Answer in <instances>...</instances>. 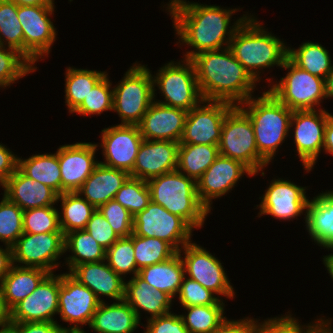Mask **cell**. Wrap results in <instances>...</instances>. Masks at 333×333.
<instances>
[{
    "mask_svg": "<svg viewBox=\"0 0 333 333\" xmlns=\"http://www.w3.org/2000/svg\"><path fill=\"white\" fill-rule=\"evenodd\" d=\"M190 60L194 64L198 86L205 101H224L239 106L253 96L251 93L254 92L256 81L229 47L203 51Z\"/></svg>",
    "mask_w": 333,
    "mask_h": 333,
    "instance_id": "obj_2",
    "label": "cell"
},
{
    "mask_svg": "<svg viewBox=\"0 0 333 333\" xmlns=\"http://www.w3.org/2000/svg\"><path fill=\"white\" fill-rule=\"evenodd\" d=\"M97 209L119 237H129L133 233V216L115 199L106 202Z\"/></svg>",
    "mask_w": 333,
    "mask_h": 333,
    "instance_id": "obj_48",
    "label": "cell"
},
{
    "mask_svg": "<svg viewBox=\"0 0 333 333\" xmlns=\"http://www.w3.org/2000/svg\"><path fill=\"white\" fill-rule=\"evenodd\" d=\"M151 201L183 218L192 228H201L208 209L201 203L196 181L178 170L147 181Z\"/></svg>",
    "mask_w": 333,
    "mask_h": 333,
    "instance_id": "obj_5",
    "label": "cell"
},
{
    "mask_svg": "<svg viewBox=\"0 0 333 333\" xmlns=\"http://www.w3.org/2000/svg\"><path fill=\"white\" fill-rule=\"evenodd\" d=\"M288 58L300 69L323 79L333 66L328 50L311 41L303 43L298 49L288 47Z\"/></svg>",
    "mask_w": 333,
    "mask_h": 333,
    "instance_id": "obj_36",
    "label": "cell"
},
{
    "mask_svg": "<svg viewBox=\"0 0 333 333\" xmlns=\"http://www.w3.org/2000/svg\"><path fill=\"white\" fill-rule=\"evenodd\" d=\"M218 148L220 155L242 162L254 175L269 164L258 153L251 120L238 106L225 116Z\"/></svg>",
    "mask_w": 333,
    "mask_h": 333,
    "instance_id": "obj_7",
    "label": "cell"
},
{
    "mask_svg": "<svg viewBox=\"0 0 333 333\" xmlns=\"http://www.w3.org/2000/svg\"><path fill=\"white\" fill-rule=\"evenodd\" d=\"M134 64L113 88V111L121 118V125H138L154 101L151 71Z\"/></svg>",
    "mask_w": 333,
    "mask_h": 333,
    "instance_id": "obj_6",
    "label": "cell"
},
{
    "mask_svg": "<svg viewBox=\"0 0 333 333\" xmlns=\"http://www.w3.org/2000/svg\"><path fill=\"white\" fill-rule=\"evenodd\" d=\"M65 74V103L72 113L107 72L68 67Z\"/></svg>",
    "mask_w": 333,
    "mask_h": 333,
    "instance_id": "obj_37",
    "label": "cell"
},
{
    "mask_svg": "<svg viewBox=\"0 0 333 333\" xmlns=\"http://www.w3.org/2000/svg\"><path fill=\"white\" fill-rule=\"evenodd\" d=\"M211 290L204 288L199 282L183 277L179 291V303L182 307L217 304L221 299Z\"/></svg>",
    "mask_w": 333,
    "mask_h": 333,
    "instance_id": "obj_49",
    "label": "cell"
},
{
    "mask_svg": "<svg viewBox=\"0 0 333 333\" xmlns=\"http://www.w3.org/2000/svg\"><path fill=\"white\" fill-rule=\"evenodd\" d=\"M311 200L305 210L309 235L324 248L333 246V191L320 193Z\"/></svg>",
    "mask_w": 333,
    "mask_h": 333,
    "instance_id": "obj_28",
    "label": "cell"
},
{
    "mask_svg": "<svg viewBox=\"0 0 333 333\" xmlns=\"http://www.w3.org/2000/svg\"><path fill=\"white\" fill-rule=\"evenodd\" d=\"M107 264L121 277L125 274H138L134 247L133 233L129 237H120L110 248L106 250Z\"/></svg>",
    "mask_w": 333,
    "mask_h": 333,
    "instance_id": "obj_43",
    "label": "cell"
},
{
    "mask_svg": "<svg viewBox=\"0 0 333 333\" xmlns=\"http://www.w3.org/2000/svg\"><path fill=\"white\" fill-rule=\"evenodd\" d=\"M106 74L89 92L84 101L72 112L80 115L101 114L113 110V89ZM111 89V90H110Z\"/></svg>",
    "mask_w": 333,
    "mask_h": 333,
    "instance_id": "obj_46",
    "label": "cell"
},
{
    "mask_svg": "<svg viewBox=\"0 0 333 333\" xmlns=\"http://www.w3.org/2000/svg\"><path fill=\"white\" fill-rule=\"evenodd\" d=\"M256 321L251 318L225 320L212 333H255Z\"/></svg>",
    "mask_w": 333,
    "mask_h": 333,
    "instance_id": "obj_54",
    "label": "cell"
},
{
    "mask_svg": "<svg viewBox=\"0 0 333 333\" xmlns=\"http://www.w3.org/2000/svg\"><path fill=\"white\" fill-rule=\"evenodd\" d=\"M100 301L95 294L70 273L59 275L58 315L63 321L74 324L66 330H82L79 324L89 325Z\"/></svg>",
    "mask_w": 333,
    "mask_h": 333,
    "instance_id": "obj_14",
    "label": "cell"
},
{
    "mask_svg": "<svg viewBox=\"0 0 333 333\" xmlns=\"http://www.w3.org/2000/svg\"><path fill=\"white\" fill-rule=\"evenodd\" d=\"M291 316L289 313V315L280 318L264 320L262 323H258L256 320L255 333H316L325 324V320L319 318L320 320L317 319L315 324L301 326L298 319Z\"/></svg>",
    "mask_w": 333,
    "mask_h": 333,
    "instance_id": "obj_47",
    "label": "cell"
},
{
    "mask_svg": "<svg viewBox=\"0 0 333 333\" xmlns=\"http://www.w3.org/2000/svg\"><path fill=\"white\" fill-rule=\"evenodd\" d=\"M147 320L148 324L144 333H190L180 315L171 311L166 315Z\"/></svg>",
    "mask_w": 333,
    "mask_h": 333,
    "instance_id": "obj_51",
    "label": "cell"
},
{
    "mask_svg": "<svg viewBox=\"0 0 333 333\" xmlns=\"http://www.w3.org/2000/svg\"><path fill=\"white\" fill-rule=\"evenodd\" d=\"M100 147L105 162L101 164L131 173L143 137L138 125H116L102 130Z\"/></svg>",
    "mask_w": 333,
    "mask_h": 333,
    "instance_id": "obj_17",
    "label": "cell"
},
{
    "mask_svg": "<svg viewBox=\"0 0 333 333\" xmlns=\"http://www.w3.org/2000/svg\"><path fill=\"white\" fill-rule=\"evenodd\" d=\"M124 300L135 311L139 321L140 311H146L151 315L148 319L170 313L172 298L160 290L151 287L138 274L125 282Z\"/></svg>",
    "mask_w": 333,
    "mask_h": 333,
    "instance_id": "obj_26",
    "label": "cell"
},
{
    "mask_svg": "<svg viewBox=\"0 0 333 333\" xmlns=\"http://www.w3.org/2000/svg\"><path fill=\"white\" fill-rule=\"evenodd\" d=\"M192 230L183 218L152 201L142 212L133 216L135 235L159 238L168 242L177 252L191 242Z\"/></svg>",
    "mask_w": 333,
    "mask_h": 333,
    "instance_id": "obj_10",
    "label": "cell"
},
{
    "mask_svg": "<svg viewBox=\"0 0 333 333\" xmlns=\"http://www.w3.org/2000/svg\"><path fill=\"white\" fill-rule=\"evenodd\" d=\"M18 158L0 143V185L2 186L18 168Z\"/></svg>",
    "mask_w": 333,
    "mask_h": 333,
    "instance_id": "obj_53",
    "label": "cell"
},
{
    "mask_svg": "<svg viewBox=\"0 0 333 333\" xmlns=\"http://www.w3.org/2000/svg\"><path fill=\"white\" fill-rule=\"evenodd\" d=\"M48 274L49 272L41 268L13 264L0 282L7 306L12 309L29 296Z\"/></svg>",
    "mask_w": 333,
    "mask_h": 333,
    "instance_id": "obj_31",
    "label": "cell"
},
{
    "mask_svg": "<svg viewBox=\"0 0 333 333\" xmlns=\"http://www.w3.org/2000/svg\"><path fill=\"white\" fill-rule=\"evenodd\" d=\"M64 333H86L84 330H66Z\"/></svg>",
    "mask_w": 333,
    "mask_h": 333,
    "instance_id": "obj_62",
    "label": "cell"
},
{
    "mask_svg": "<svg viewBox=\"0 0 333 333\" xmlns=\"http://www.w3.org/2000/svg\"><path fill=\"white\" fill-rule=\"evenodd\" d=\"M188 111L154 101L138 124L144 140L180 142Z\"/></svg>",
    "mask_w": 333,
    "mask_h": 333,
    "instance_id": "obj_22",
    "label": "cell"
},
{
    "mask_svg": "<svg viewBox=\"0 0 333 333\" xmlns=\"http://www.w3.org/2000/svg\"><path fill=\"white\" fill-rule=\"evenodd\" d=\"M59 210L51 205L23 211V232L31 234L62 232Z\"/></svg>",
    "mask_w": 333,
    "mask_h": 333,
    "instance_id": "obj_44",
    "label": "cell"
},
{
    "mask_svg": "<svg viewBox=\"0 0 333 333\" xmlns=\"http://www.w3.org/2000/svg\"><path fill=\"white\" fill-rule=\"evenodd\" d=\"M281 68L288 69L269 91L292 111L316 110L325 96V79L300 69L289 58Z\"/></svg>",
    "mask_w": 333,
    "mask_h": 333,
    "instance_id": "obj_9",
    "label": "cell"
},
{
    "mask_svg": "<svg viewBox=\"0 0 333 333\" xmlns=\"http://www.w3.org/2000/svg\"><path fill=\"white\" fill-rule=\"evenodd\" d=\"M179 142L143 140L131 177L148 181L177 170Z\"/></svg>",
    "mask_w": 333,
    "mask_h": 333,
    "instance_id": "obj_23",
    "label": "cell"
},
{
    "mask_svg": "<svg viewBox=\"0 0 333 333\" xmlns=\"http://www.w3.org/2000/svg\"><path fill=\"white\" fill-rule=\"evenodd\" d=\"M18 168L27 177L49 186L58 195L61 194L58 150L54 154H36L24 160L18 158Z\"/></svg>",
    "mask_w": 333,
    "mask_h": 333,
    "instance_id": "obj_34",
    "label": "cell"
},
{
    "mask_svg": "<svg viewBox=\"0 0 333 333\" xmlns=\"http://www.w3.org/2000/svg\"><path fill=\"white\" fill-rule=\"evenodd\" d=\"M98 144L77 142L58 148L61 194L77 192L99 163L95 160Z\"/></svg>",
    "mask_w": 333,
    "mask_h": 333,
    "instance_id": "obj_20",
    "label": "cell"
},
{
    "mask_svg": "<svg viewBox=\"0 0 333 333\" xmlns=\"http://www.w3.org/2000/svg\"><path fill=\"white\" fill-rule=\"evenodd\" d=\"M248 16L237 28L229 48L251 77L258 82L259 70L274 65L282 67L288 58V47ZM259 69V70H258Z\"/></svg>",
    "mask_w": 333,
    "mask_h": 333,
    "instance_id": "obj_3",
    "label": "cell"
},
{
    "mask_svg": "<svg viewBox=\"0 0 333 333\" xmlns=\"http://www.w3.org/2000/svg\"><path fill=\"white\" fill-rule=\"evenodd\" d=\"M134 257L137 268L161 263L172 256L177 251L166 241L154 237H142L133 233Z\"/></svg>",
    "mask_w": 333,
    "mask_h": 333,
    "instance_id": "obj_39",
    "label": "cell"
},
{
    "mask_svg": "<svg viewBox=\"0 0 333 333\" xmlns=\"http://www.w3.org/2000/svg\"><path fill=\"white\" fill-rule=\"evenodd\" d=\"M23 210L4 195L0 202V240L12 247L23 232Z\"/></svg>",
    "mask_w": 333,
    "mask_h": 333,
    "instance_id": "obj_45",
    "label": "cell"
},
{
    "mask_svg": "<svg viewBox=\"0 0 333 333\" xmlns=\"http://www.w3.org/2000/svg\"><path fill=\"white\" fill-rule=\"evenodd\" d=\"M70 274L88 287L100 302H103L100 295L116 301L124 299V278L118 275L105 260L77 265Z\"/></svg>",
    "mask_w": 333,
    "mask_h": 333,
    "instance_id": "obj_25",
    "label": "cell"
},
{
    "mask_svg": "<svg viewBox=\"0 0 333 333\" xmlns=\"http://www.w3.org/2000/svg\"><path fill=\"white\" fill-rule=\"evenodd\" d=\"M169 62L158 70L153 78L154 94L155 86H158L164 101H157L163 105L174 108H181L190 111L192 108L202 104L204 101L196 77V71L193 62L185 59L174 63Z\"/></svg>",
    "mask_w": 333,
    "mask_h": 333,
    "instance_id": "obj_8",
    "label": "cell"
},
{
    "mask_svg": "<svg viewBox=\"0 0 333 333\" xmlns=\"http://www.w3.org/2000/svg\"><path fill=\"white\" fill-rule=\"evenodd\" d=\"M58 201L62 202V213L59 212L58 214L61 231L64 235L74 230L85 229L91 215L96 210V208L78 192H65L60 194L57 197V202Z\"/></svg>",
    "mask_w": 333,
    "mask_h": 333,
    "instance_id": "obj_35",
    "label": "cell"
},
{
    "mask_svg": "<svg viewBox=\"0 0 333 333\" xmlns=\"http://www.w3.org/2000/svg\"><path fill=\"white\" fill-rule=\"evenodd\" d=\"M139 324L135 311L123 299L111 305L100 302L89 327L97 333H133Z\"/></svg>",
    "mask_w": 333,
    "mask_h": 333,
    "instance_id": "obj_29",
    "label": "cell"
},
{
    "mask_svg": "<svg viewBox=\"0 0 333 333\" xmlns=\"http://www.w3.org/2000/svg\"><path fill=\"white\" fill-rule=\"evenodd\" d=\"M326 153L333 155V115L329 114L326 122L324 147Z\"/></svg>",
    "mask_w": 333,
    "mask_h": 333,
    "instance_id": "obj_57",
    "label": "cell"
},
{
    "mask_svg": "<svg viewBox=\"0 0 333 333\" xmlns=\"http://www.w3.org/2000/svg\"><path fill=\"white\" fill-rule=\"evenodd\" d=\"M206 103V104H205ZM188 111L179 144L218 145L225 116L234 107L224 101H203Z\"/></svg>",
    "mask_w": 333,
    "mask_h": 333,
    "instance_id": "obj_13",
    "label": "cell"
},
{
    "mask_svg": "<svg viewBox=\"0 0 333 333\" xmlns=\"http://www.w3.org/2000/svg\"><path fill=\"white\" fill-rule=\"evenodd\" d=\"M4 196L23 211L55 205L58 194L49 186L27 177L19 168L2 185Z\"/></svg>",
    "mask_w": 333,
    "mask_h": 333,
    "instance_id": "obj_24",
    "label": "cell"
},
{
    "mask_svg": "<svg viewBox=\"0 0 333 333\" xmlns=\"http://www.w3.org/2000/svg\"><path fill=\"white\" fill-rule=\"evenodd\" d=\"M64 242L63 232L23 233L11 247L13 264L18 262L22 267H36L53 273L59 265L56 261L65 253Z\"/></svg>",
    "mask_w": 333,
    "mask_h": 333,
    "instance_id": "obj_12",
    "label": "cell"
},
{
    "mask_svg": "<svg viewBox=\"0 0 333 333\" xmlns=\"http://www.w3.org/2000/svg\"><path fill=\"white\" fill-rule=\"evenodd\" d=\"M170 1L167 10L173 18V26L180 38L179 43L181 41L196 49L188 51L185 59H191L203 51L221 50L224 44L229 47L235 31L248 17L244 15L230 27L231 15L239 9H223L220 6L185 0Z\"/></svg>",
    "mask_w": 333,
    "mask_h": 333,
    "instance_id": "obj_1",
    "label": "cell"
},
{
    "mask_svg": "<svg viewBox=\"0 0 333 333\" xmlns=\"http://www.w3.org/2000/svg\"><path fill=\"white\" fill-rule=\"evenodd\" d=\"M85 230L106 250L120 238L98 209L91 215Z\"/></svg>",
    "mask_w": 333,
    "mask_h": 333,
    "instance_id": "obj_50",
    "label": "cell"
},
{
    "mask_svg": "<svg viewBox=\"0 0 333 333\" xmlns=\"http://www.w3.org/2000/svg\"><path fill=\"white\" fill-rule=\"evenodd\" d=\"M114 199L135 216L151 201L147 181L130 176L117 191Z\"/></svg>",
    "mask_w": 333,
    "mask_h": 333,
    "instance_id": "obj_41",
    "label": "cell"
},
{
    "mask_svg": "<svg viewBox=\"0 0 333 333\" xmlns=\"http://www.w3.org/2000/svg\"><path fill=\"white\" fill-rule=\"evenodd\" d=\"M54 5H17V16L24 35V57L34 66L50 52L56 28L49 18Z\"/></svg>",
    "mask_w": 333,
    "mask_h": 333,
    "instance_id": "obj_11",
    "label": "cell"
},
{
    "mask_svg": "<svg viewBox=\"0 0 333 333\" xmlns=\"http://www.w3.org/2000/svg\"><path fill=\"white\" fill-rule=\"evenodd\" d=\"M330 322L331 320L330 321H328V319L327 321L325 320V324L316 333H333L332 327L330 326L331 325Z\"/></svg>",
    "mask_w": 333,
    "mask_h": 333,
    "instance_id": "obj_61",
    "label": "cell"
},
{
    "mask_svg": "<svg viewBox=\"0 0 333 333\" xmlns=\"http://www.w3.org/2000/svg\"><path fill=\"white\" fill-rule=\"evenodd\" d=\"M254 176L242 162L219 155L197 180V193L201 203L211 211L212 199L228 193L244 174Z\"/></svg>",
    "mask_w": 333,
    "mask_h": 333,
    "instance_id": "obj_18",
    "label": "cell"
},
{
    "mask_svg": "<svg viewBox=\"0 0 333 333\" xmlns=\"http://www.w3.org/2000/svg\"><path fill=\"white\" fill-rule=\"evenodd\" d=\"M327 249L333 250V246L327 247Z\"/></svg>",
    "mask_w": 333,
    "mask_h": 333,
    "instance_id": "obj_63",
    "label": "cell"
},
{
    "mask_svg": "<svg viewBox=\"0 0 333 333\" xmlns=\"http://www.w3.org/2000/svg\"><path fill=\"white\" fill-rule=\"evenodd\" d=\"M323 263L328 270V273L333 279V254H329L323 258Z\"/></svg>",
    "mask_w": 333,
    "mask_h": 333,
    "instance_id": "obj_60",
    "label": "cell"
},
{
    "mask_svg": "<svg viewBox=\"0 0 333 333\" xmlns=\"http://www.w3.org/2000/svg\"><path fill=\"white\" fill-rule=\"evenodd\" d=\"M329 114L323 109L292 112L290 128L295 125L294 144L307 172L312 170L324 147L325 128Z\"/></svg>",
    "mask_w": 333,
    "mask_h": 333,
    "instance_id": "obj_16",
    "label": "cell"
},
{
    "mask_svg": "<svg viewBox=\"0 0 333 333\" xmlns=\"http://www.w3.org/2000/svg\"><path fill=\"white\" fill-rule=\"evenodd\" d=\"M219 155L218 145L179 144L177 170L197 182Z\"/></svg>",
    "mask_w": 333,
    "mask_h": 333,
    "instance_id": "obj_33",
    "label": "cell"
},
{
    "mask_svg": "<svg viewBox=\"0 0 333 333\" xmlns=\"http://www.w3.org/2000/svg\"><path fill=\"white\" fill-rule=\"evenodd\" d=\"M12 265V248L9 246H6L5 249L0 247V282L7 272L10 271Z\"/></svg>",
    "mask_w": 333,
    "mask_h": 333,
    "instance_id": "obj_56",
    "label": "cell"
},
{
    "mask_svg": "<svg viewBox=\"0 0 333 333\" xmlns=\"http://www.w3.org/2000/svg\"><path fill=\"white\" fill-rule=\"evenodd\" d=\"M188 310L185 315H180L185 327L190 333H212L227 318L224 315V303L220 300L217 304L184 307Z\"/></svg>",
    "mask_w": 333,
    "mask_h": 333,
    "instance_id": "obj_38",
    "label": "cell"
},
{
    "mask_svg": "<svg viewBox=\"0 0 333 333\" xmlns=\"http://www.w3.org/2000/svg\"><path fill=\"white\" fill-rule=\"evenodd\" d=\"M184 252L183 263L185 274L199 282L204 288L211 290L217 295L227 298H234L233 286H231L228 276L222 263L206 251L202 246L189 242L178 252Z\"/></svg>",
    "mask_w": 333,
    "mask_h": 333,
    "instance_id": "obj_15",
    "label": "cell"
},
{
    "mask_svg": "<svg viewBox=\"0 0 333 333\" xmlns=\"http://www.w3.org/2000/svg\"><path fill=\"white\" fill-rule=\"evenodd\" d=\"M8 333H64L65 328L57 322L11 323Z\"/></svg>",
    "mask_w": 333,
    "mask_h": 333,
    "instance_id": "obj_52",
    "label": "cell"
},
{
    "mask_svg": "<svg viewBox=\"0 0 333 333\" xmlns=\"http://www.w3.org/2000/svg\"><path fill=\"white\" fill-rule=\"evenodd\" d=\"M11 325V309L7 306L0 284V332H7Z\"/></svg>",
    "mask_w": 333,
    "mask_h": 333,
    "instance_id": "obj_55",
    "label": "cell"
},
{
    "mask_svg": "<svg viewBox=\"0 0 333 333\" xmlns=\"http://www.w3.org/2000/svg\"><path fill=\"white\" fill-rule=\"evenodd\" d=\"M17 5H54V0H9Z\"/></svg>",
    "mask_w": 333,
    "mask_h": 333,
    "instance_id": "obj_58",
    "label": "cell"
},
{
    "mask_svg": "<svg viewBox=\"0 0 333 333\" xmlns=\"http://www.w3.org/2000/svg\"><path fill=\"white\" fill-rule=\"evenodd\" d=\"M238 107L252 122L258 153L270 163L288 136L293 111L269 90L256 99L251 96Z\"/></svg>",
    "mask_w": 333,
    "mask_h": 333,
    "instance_id": "obj_4",
    "label": "cell"
},
{
    "mask_svg": "<svg viewBox=\"0 0 333 333\" xmlns=\"http://www.w3.org/2000/svg\"><path fill=\"white\" fill-rule=\"evenodd\" d=\"M0 45L24 56V35L17 16V4L9 0H0Z\"/></svg>",
    "mask_w": 333,
    "mask_h": 333,
    "instance_id": "obj_40",
    "label": "cell"
},
{
    "mask_svg": "<svg viewBox=\"0 0 333 333\" xmlns=\"http://www.w3.org/2000/svg\"><path fill=\"white\" fill-rule=\"evenodd\" d=\"M129 177L130 174L126 171L111 168L99 162L77 192L84 195L83 198L97 209L114 199L117 191Z\"/></svg>",
    "mask_w": 333,
    "mask_h": 333,
    "instance_id": "obj_27",
    "label": "cell"
},
{
    "mask_svg": "<svg viewBox=\"0 0 333 333\" xmlns=\"http://www.w3.org/2000/svg\"><path fill=\"white\" fill-rule=\"evenodd\" d=\"M59 275L49 273L26 298L11 309V323L57 322Z\"/></svg>",
    "mask_w": 333,
    "mask_h": 333,
    "instance_id": "obj_19",
    "label": "cell"
},
{
    "mask_svg": "<svg viewBox=\"0 0 333 333\" xmlns=\"http://www.w3.org/2000/svg\"><path fill=\"white\" fill-rule=\"evenodd\" d=\"M181 252H177L168 260L143 267L138 275L151 287L167 293L172 299L180 291L185 274V266Z\"/></svg>",
    "mask_w": 333,
    "mask_h": 333,
    "instance_id": "obj_30",
    "label": "cell"
},
{
    "mask_svg": "<svg viewBox=\"0 0 333 333\" xmlns=\"http://www.w3.org/2000/svg\"><path fill=\"white\" fill-rule=\"evenodd\" d=\"M64 249L65 252L71 250L72 253L68 258L66 257L69 273L77 265L106 260V249L85 229L65 234Z\"/></svg>",
    "mask_w": 333,
    "mask_h": 333,
    "instance_id": "obj_32",
    "label": "cell"
},
{
    "mask_svg": "<svg viewBox=\"0 0 333 333\" xmlns=\"http://www.w3.org/2000/svg\"><path fill=\"white\" fill-rule=\"evenodd\" d=\"M306 187L297 186L293 182L283 179L272 180L262 196L261 215H271L277 219L290 220L301 216L307 208Z\"/></svg>",
    "mask_w": 333,
    "mask_h": 333,
    "instance_id": "obj_21",
    "label": "cell"
},
{
    "mask_svg": "<svg viewBox=\"0 0 333 333\" xmlns=\"http://www.w3.org/2000/svg\"><path fill=\"white\" fill-rule=\"evenodd\" d=\"M36 69L18 51L0 45V87H7Z\"/></svg>",
    "mask_w": 333,
    "mask_h": 333,
    "instance_id": "obj_42",
    "label": "cell"
},
{
    "mask_svg": "<svg viewBox=\"0 0 333 333\" xmlns=\"http://www.w3.org/2000/svg\"><path fill=\"white\" fill-rule=\"evenodd\" d=\"M325 96L326 98L333 97V66L325 79Z\"/></svg>",
    "mask_w": 333,
    "mask_h": 333,
    "instance_id": "obj_59",
    "label": "cell"
}]
</instances>
